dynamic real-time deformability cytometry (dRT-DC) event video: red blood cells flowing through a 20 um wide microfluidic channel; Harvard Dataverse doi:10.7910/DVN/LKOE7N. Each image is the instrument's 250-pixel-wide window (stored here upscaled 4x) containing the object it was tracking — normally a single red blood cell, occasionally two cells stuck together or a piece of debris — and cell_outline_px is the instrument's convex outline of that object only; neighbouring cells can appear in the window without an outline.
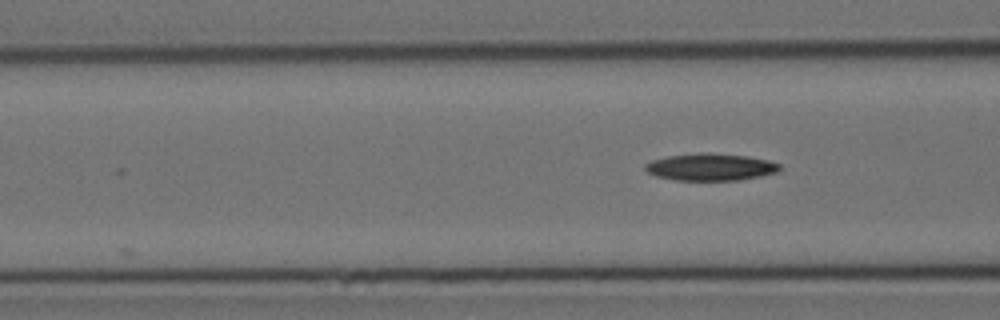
{"species": "Egyptian fruit bat (a non-hibernating species)", "species_latin": "Rousettus aegyptiacus", "temperature_condition": "cold", "stored_images_in_passage": 4, "camera_frame_rate_fps": 3000, "um_per_image_px": 0.085, "animal": {"sex": "female"}, "frame": {"image": 1, "passage_image": 4, "time_ms": 3.667, "image_size_px": [1000, 320], "cell_outline_px": [[780, 172], [740, 180], [676, 180], [656, 176], [648, 172], [644, 168], [644, 164], [652, 160], [668, 156], [700, 152], [704, 152], [748, 156], [768, 160], [780, 164]], "centroid_in_image_um": [60.41, 14.19], "position_along_channel_um": 106.2, "area_um2": 21.33}}